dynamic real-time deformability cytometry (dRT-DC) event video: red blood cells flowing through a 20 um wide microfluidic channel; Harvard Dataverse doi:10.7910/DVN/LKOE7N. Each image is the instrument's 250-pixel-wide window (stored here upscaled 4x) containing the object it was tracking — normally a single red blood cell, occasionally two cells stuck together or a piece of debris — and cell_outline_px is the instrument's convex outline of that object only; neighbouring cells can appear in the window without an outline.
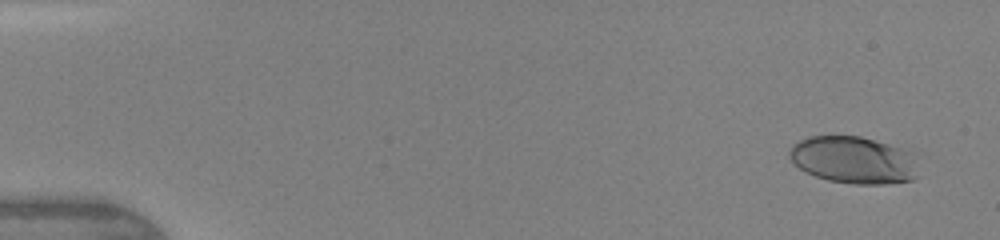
{"species": "human", "species_latin": "Homo sapiens", "temperature_condition": "warm", "stored_images_in_passage": 47, "camera_frame_rate_fps": 3000, "um_per_image_px": 0.085, "donor": {"sex": "female"}, "frame": {"image": 1, "passage_image": 3, "time_ms": 0.667, "image_size_px": [1000, 240], "cell_outline_px": [[916, 176], [912, 180], [884, 184], [852, 184], [828, 180], [816, 176], [800, 168], [788, 156], [788, 152], [792, 144], [808, 136], [860, 136], [888, 144], [912, 152]], "centroid_in_image_um": [72.51, 13.59], "position_along_channel_um": 12.5, "area_um2": 35.14}}
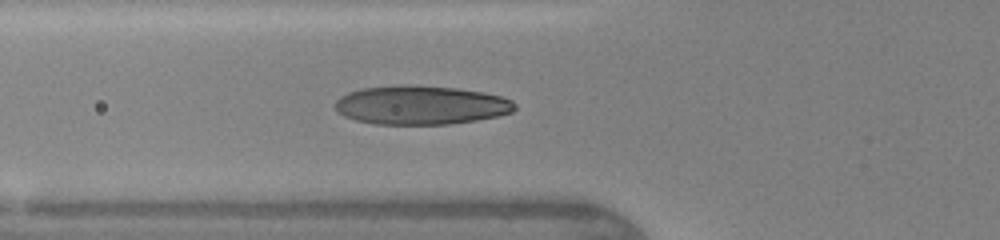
{"frame": {"image": 2, "passage_image": 18, "time_ms": 5.667, "image_size_px": [1000, 240], "cell_outline_px": [[516, 108], [512, 112], [500, 116], [476, 120], [448, 124], [376, 124], [356, 120], [344, 116], [336, 112], [336, 100], [340, 96], [348, 92], [364, 88], [400, 84], [408, 84], [456, 88], [484, 92], [500, 96], [512, 100], [516, 104]], "centroid_in_image_um": [35.78, 8.93], "position_along_channel_um": 90.0, "area_um2": 40.92}}
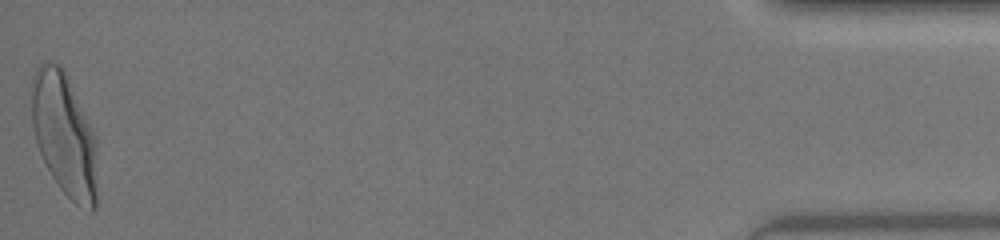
{"frame": {"image": 3, "passage_image": 47, "time_ms": 15.333, "image_size_px": [1000, 240], "cell_outline_px": [[96, 208], [92, 212], [88, 212], [80, 208], [60, 188], [52, 176], [36, 144], [32, 124], [28, 92], [32, 76], [36, 68], [44, 60], [56, 60], [64, 68], [96, 136]], "centroid_in_image_um": [5.43, 11.36], "position_along_channel_um": 429.8, "area_um2": 48.26}, "authors_computed_cell_mechanics": {"area_um2": 39.1884, "velocity_mm_per_s": 4.3783, "shape_relaxation_time_tau1_ms": 3.7523, "shape_relaxation_time_tau2_ms": null, "deformation_change_tau1": 0.201, "deformation_change_tau2": null}}